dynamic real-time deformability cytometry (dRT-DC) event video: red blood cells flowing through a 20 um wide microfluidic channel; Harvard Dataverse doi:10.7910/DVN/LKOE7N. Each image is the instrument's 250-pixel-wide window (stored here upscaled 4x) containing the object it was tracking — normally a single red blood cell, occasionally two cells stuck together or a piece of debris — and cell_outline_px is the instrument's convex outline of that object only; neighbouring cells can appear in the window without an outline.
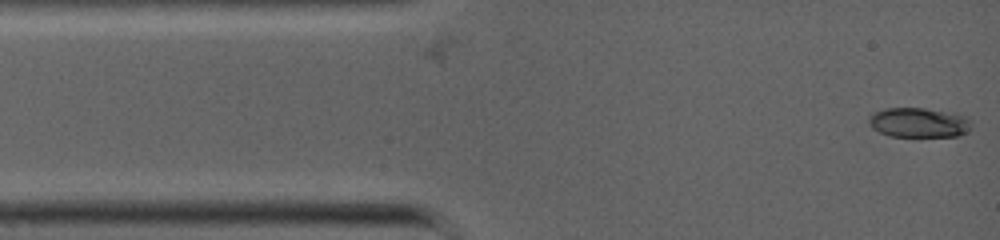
{"species": "common noctule bat (a hibernating species)", "species_latin": "Nyctalus noctula", "temperature_condition": "warm", "stored_images_in_passage": 3, "camera_frame_rate_fps": 5000, "um_per_image_px": 0.085, "animal": {"sex": "female", "body_mass_g": 19.0, "forearm_length_mm": 53.3}, "frame": {"image": 1, "passage_image": 3, "time_ms": 0.4, "image_size_px": [1000, 240], "cell_outline_px": [[972, 128], [968, 132], [956, 136], [888, 136], [872, 128], [868, 124], [868, 116], [872, 112], [884, 108], [924, 108], [964, 116], [972, 124]], "centroid_in_image_um": [78.03, 10.42], "position_along_channel_um": 7.0, "area_um2": 17.74}}